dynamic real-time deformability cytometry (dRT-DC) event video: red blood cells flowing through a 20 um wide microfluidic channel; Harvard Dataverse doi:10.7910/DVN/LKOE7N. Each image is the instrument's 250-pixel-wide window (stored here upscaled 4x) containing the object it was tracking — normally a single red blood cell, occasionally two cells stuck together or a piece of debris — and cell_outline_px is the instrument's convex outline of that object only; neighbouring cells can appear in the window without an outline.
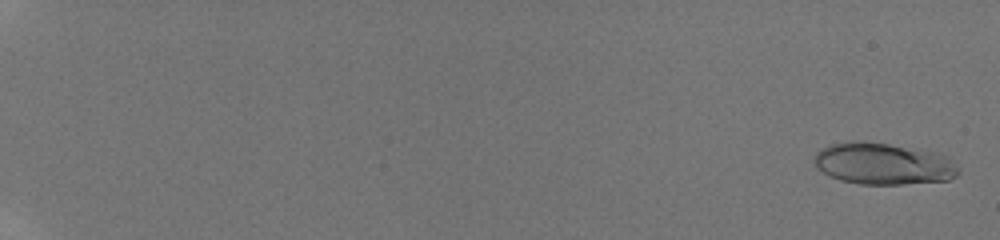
{"species": "human", "species_latin": "Homo sapiens", "temperature_condition": "room temperature", "stored_images_in_passage": 42, "camera_frame_rate_fps": 3000, "um_per_image_px": 0.085, "donor": {"sex": "male"}, "frame": {"image": 1, "passage_image": 1, "time_ms": 0.0, "image_size_px": [1000, 240], "cell_outline_px": [[960, 172], [956, 176], [948, 180], [904, 184], [860, 184], [840, 180], [816, 168], [812, 160], [816, 152], [832, 144], [852, 140], [856, 140], [888, 144], [932, 152], [948, 156]], "centroid_in_image_um": [75.05, 13.92], "position_along_channel_um": 10.0, "area_um2": 34.8}}
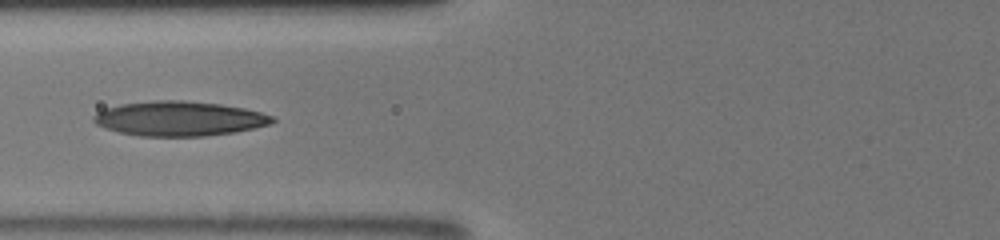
{"frame": {"image": 2, "passage_image": 23, "time_ms": 8.333, "image_size_px": [1000, 240], "cell_outline_px": [[276, 120], [272, 124], [256, 128], [236, 132], [204, 136], [140, 136], [120, 132], [104, 128], [96, 124], [92, 120], [92, 116], [96, 112], [104, 108], [120, 104], [156, 100], [184, 100], [220, 104], [244, 108], [260, 112], [272, 116]], "centroid_in_image_um": [15.22, 10.08], "position_along_channel_um": 110.6, "area_um2": 36.36}}
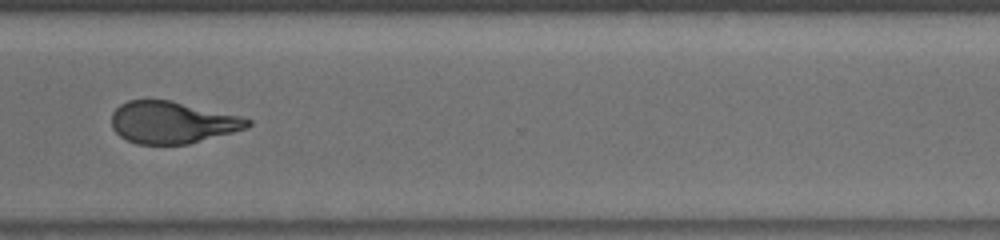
{"frame": {"image": 3, "passage_image": 41, "time_ms": 14.333, "image_size_px": [1000, 240], "cell_outline_px": [[252, 124], [248, 128], [188, 144], [136, 144], [120, 136], [112, 128], [112, 112], [120, 104], [128, 100], [168, 100], [240, 116], [252, 120]], "centroid_in_image_um": [14.63, 10.41], "position_along_channel_um": 356.0, "area_um2": 33.06}}